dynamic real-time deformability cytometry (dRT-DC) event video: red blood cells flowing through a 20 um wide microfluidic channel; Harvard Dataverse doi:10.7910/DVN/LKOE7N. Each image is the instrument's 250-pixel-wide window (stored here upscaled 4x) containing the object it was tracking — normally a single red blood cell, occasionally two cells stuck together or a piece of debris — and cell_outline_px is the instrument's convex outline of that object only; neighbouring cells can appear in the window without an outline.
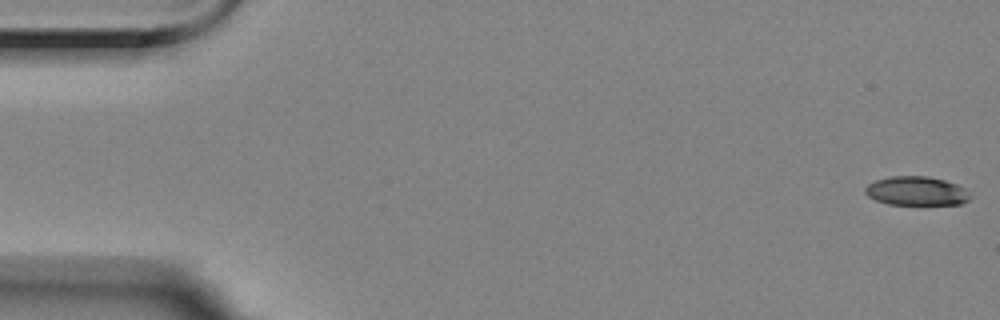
{"species": "Egyptian fruit bat (a non-hibernating species)", "species_latin": "Rousettus aegyptiacus", "temperature_condition": "room temperature", "stored_images_in_passage": 57, "camera_frame_rate_fps": 3000, "um_per_image_px": 0.085, "animal": {"sex": "female"}, "frame": {"image": 1, "passage_image": 1, "time_ms": 0.0, "image_size_px": [1000, 320], "cell_outline_px": [[968, 200], [960, 204], [888, 204], [876, 200], [868, 196], [864, 192], [864, 188], [868, 184], [876, 180], [892, 176], [928, 176], [944, 180], [956, 184], [964, 188], [968, 196]], "centroid_in_image_um": [77.84, 16.23], "position_along_channel_um": 7.2, "area_um2": 17.46}}
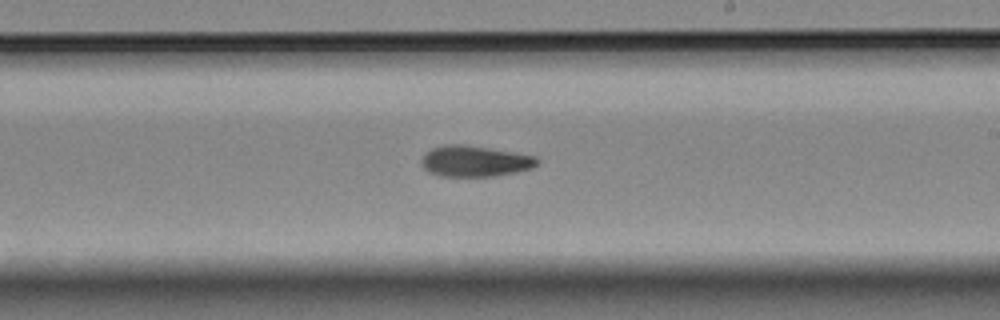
{"frame": {"image": 2, "passage_image": 33, "time_ms": 10.667, "image_size_px": [1000, 320], "cell_outline_px": [[540, 164], [532, 168], [516, 172], [492, 176], [440, 176], [428, 172], [420, 164], [420, 160], [424, 152], [432, 148], [444, 144], [464, 144], [536, 156], [540, 160]], "centroid_in_image_um": [40.33, 13.69], "position_along_channel_um": 248.7, "area_um2": 21.1}}
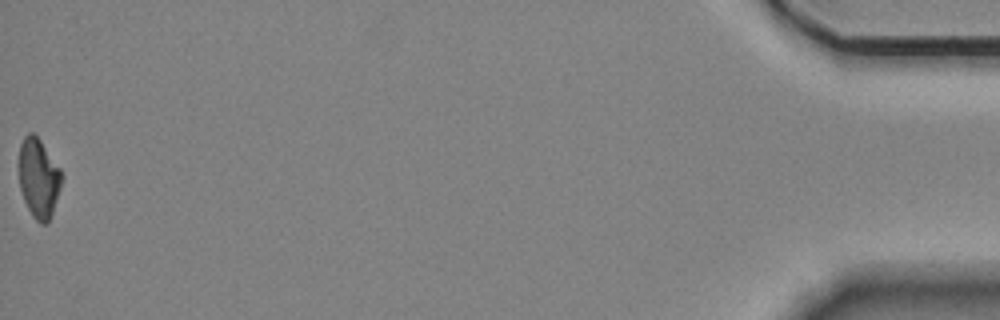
{"frame": {"image": 3, "passage_image": 57, "time_ms": 18.667, "image_size_px": [1000, 320], "cell_outline_px": [[64, 176], [52, 212], [48, 220], [44, 224], [40, 224], [32, 216], [24, 200], [20, 188], [20, 144], [24, 136], [28, 132], [32, 132], [40, 140], [60, 168]], "centroid_in_image_um": [3.3, 15.13], "position_along_channel_um": 431.9, "area_um2": 19.48}, "authors_computed_cell_mechanics": {"area_um2": 20.519, "velocity_mm_per_s": 3.5164, "shape_relaxation_time_tau1_ms": 4.5332, "shape_relaxation_time_tau2_ms": 11.314, "deformation_change_tau1": 0.1492, "deformation_change_tau2": 0.196}}